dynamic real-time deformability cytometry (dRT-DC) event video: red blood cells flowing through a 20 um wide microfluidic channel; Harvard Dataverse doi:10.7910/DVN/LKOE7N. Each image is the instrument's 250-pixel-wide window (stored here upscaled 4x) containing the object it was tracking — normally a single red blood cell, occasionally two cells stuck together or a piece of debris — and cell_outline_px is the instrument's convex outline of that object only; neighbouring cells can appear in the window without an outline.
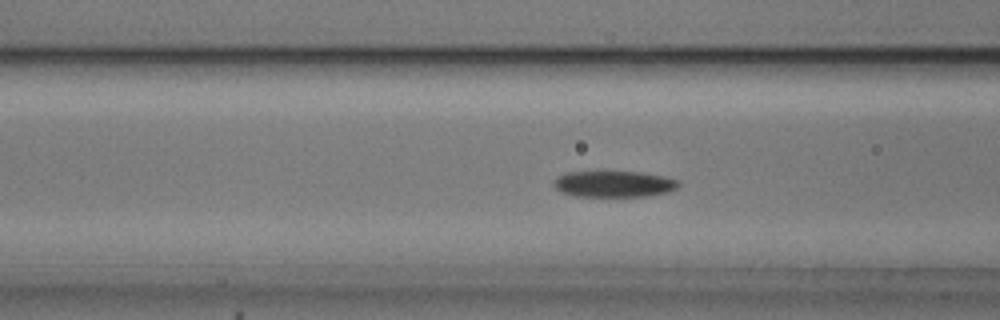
{"species": "common noctule bat (a hibernating species)", "species_latin": "Nyctalus noctula", "temperature_condition": "cold", "stored_images_in_passage": 43, "camera_frame_rate_fps": 3000, "um_per_image_px": 0.085, "animal": {"sex": "male", "body_mass_g": 20.5, "forearm_length_mm": 52.5}, "frame": {"image": 1, "passage_image": 8, "time_ms": 2.333, "image_size_px": [1000, 320], "cell_outline_px": [[680, 184], [676, 188], [668, 192], [648, 196], [576, 196], [560, 192], [552, 184], [560, 176], [568, 172], [640, 172], [664, 176], [680, 180]], "centroid_in_image_um": [52.23, 15.64], "position_along_channel_um": 114.4, "area_um2": 18.96}}
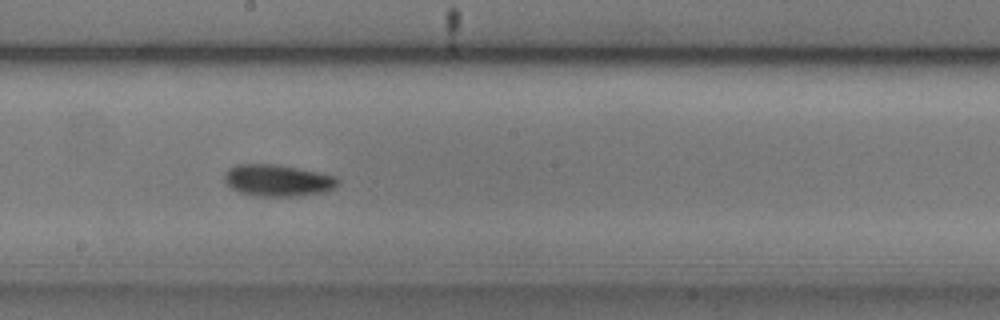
{"frame": {"image": 2, "passage_image": 17, "time_ms": 5.333, "image_size_px": [1000, 320], "cell_outline_px": [[340, 184], [336, 188], [324, 192], [296, 196], [256, 196], [240, 192], [232, 188], [224, 180], [224, 172], [228, 168], [236, 164], [272, 164], [296, 168], [336, 176], [340, 180]], "centroid_in_image_um": [23.61, 15.34], "position_along_channel_um": 224.6, "area_um2": 20.98}}
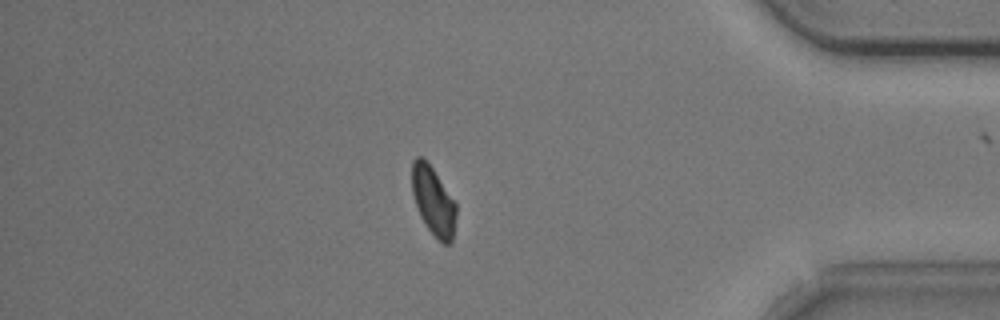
{"frame": {"image": 3, "passage_image": 34, "time_ms": 11.0, "image_size_px": [1000, 320], "cell_outline_px": [[456, 216], [452, 244], [444, 244], [428, 228], [420, 216], [412, 192], [412, 160], [416, 156], [424, 156], [456, 204]], "centroid_in_image_um": [36.82, 17.06], "position_along_channel_um": 398.4, "area_um2": 17.46}, "authors_computed_cell_mechanics": {"area_um2": 19.1896, "velocity_mm_per_s": 3.6645, "shape_relaxation_time_tau1_ms": 2.3136, "shape_relaxation_time_tau2_ms": 6.3668, "deformation_change_tau1": 0.108, "deformation_change_tau2": 0.0906}}